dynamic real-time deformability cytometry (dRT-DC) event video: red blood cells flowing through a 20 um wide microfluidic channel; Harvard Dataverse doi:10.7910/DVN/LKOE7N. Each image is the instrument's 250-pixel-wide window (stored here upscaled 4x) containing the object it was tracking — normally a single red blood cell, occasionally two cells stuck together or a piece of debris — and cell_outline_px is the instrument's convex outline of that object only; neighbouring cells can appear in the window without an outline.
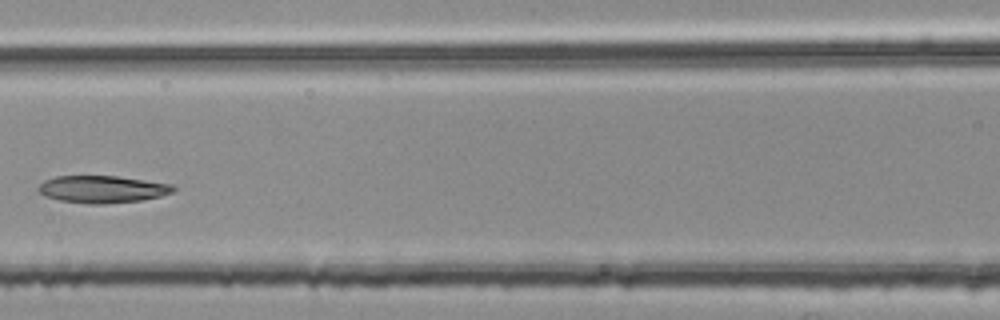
{"species": "common noctule bat (a hibernating species)", "species_latin": "Nyctalus noctula", "temperature_condition": "room temperature", "stored_images_in_passage": 5, "camera_frame_rate_fps": 3000, "um_per_image_px": 0.085, "animal": {"sex": "female", "body_mass_g": 25.1}, "frame": {"image": 1, "passage_image": 5, "time_ms": 1.333, "image_size_px": [1000, 320], "cell_outline_px": [[176, 188], [172, 192], [160, 196], [140, 200], [104, 204], [88, 204], [60, 200], [44, 196], [40, 192], [40, 184], [44, 180], [56, 176], [116, 176], [172, 184]], "centroid_in_image_um": [8.69, 16.08], "position_along_channel_um": 157.9, "area_um2": 21.21}}